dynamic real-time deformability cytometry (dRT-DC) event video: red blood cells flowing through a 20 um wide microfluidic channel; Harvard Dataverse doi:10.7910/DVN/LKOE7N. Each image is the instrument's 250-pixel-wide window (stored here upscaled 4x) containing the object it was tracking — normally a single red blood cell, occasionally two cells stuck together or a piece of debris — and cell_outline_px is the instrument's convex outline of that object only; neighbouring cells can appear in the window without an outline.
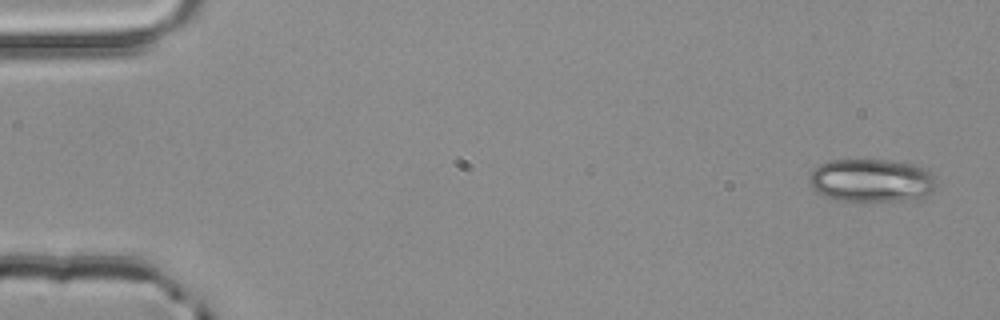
{"species": "common noctule bat (a hibernating species)", "species_latin": "Nyctalus noctula", "temperature_condition": "room temperature", "stored_images_in_passage": 4, "camera_frame_rate_fps": 3000, "um_per_image_px": 0.085, "animal": {"sex": "male", "body_mass_g": 20.4}, "frame": {"image": 1, "passage_image": 1, "time_ms": 0.0, "image_size_px": [1000, 320], "cell_outline_px": [[936, 184], [932, 192], [924, 200], [836, 200], [812, 188], [808, 180], [808, 176], [812, 168], [820, 164], [832, 160], [888, 160], [912, 164], [924, 168], [936, 176]], "centroid_in_image_um": [74.12, 15.33], "position_along_channel_um": 10.9, "area_um2": 32.14}}